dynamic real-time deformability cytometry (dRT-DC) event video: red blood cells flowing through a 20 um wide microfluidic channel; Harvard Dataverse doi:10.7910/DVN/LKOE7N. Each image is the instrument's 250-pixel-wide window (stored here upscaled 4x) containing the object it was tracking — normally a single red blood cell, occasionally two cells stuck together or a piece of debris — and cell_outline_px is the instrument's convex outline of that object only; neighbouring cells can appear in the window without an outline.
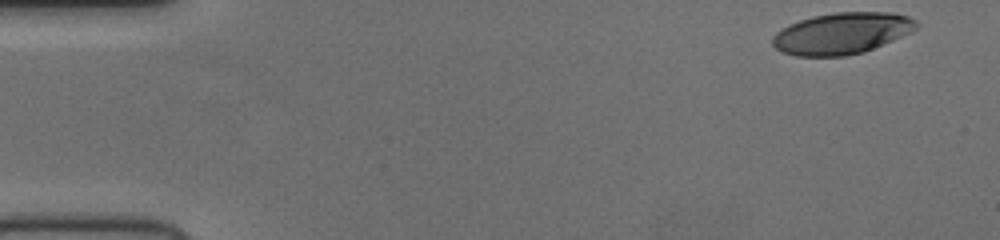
{"species": "human", "species_latin": "Homo sapiens", "temperature_condition": "cold", "stored_images_in_passage": 50, "camera_frame_rate_fps": 3000, "um_per_image_px": 0.085, "donor": {"sex": "female"}, "frame": {"image": 1, "passage_image": 1, "time_ms": 0.0, "image_size_px": [1000, 240], "cell_outline_px": [[920, 24], [912, 32], [864, 52], [844, 56], [796, 56], [784, 52], [776, 48], [772, 44], [772, 36], [776, 32], [788, 24], [812, 16], [836, 12], [892, 12], [908, 16], [916, 20]], "centroid_in_image_um": [71.57, 2.82], "position_along_channel_um": 13.4, "area_um2": 34.85}}
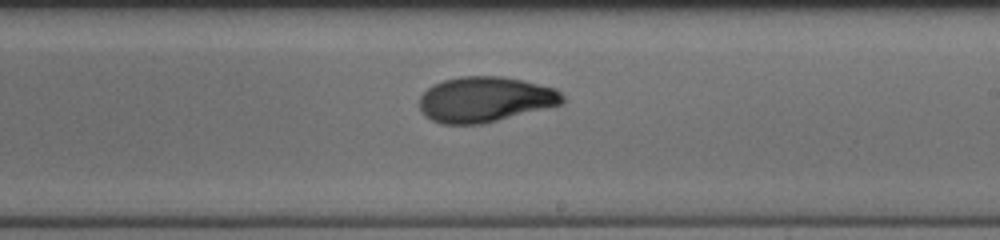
{"frame": {"image": 2, "passage_image": 29, "time_ms": 9.333, "image_size_px": [1000, 240], "cell_outline_px": [[564, 104], [484, 124], [440, 124], [432, 120], [420, 108], [420, 96], [432, 84], [444, 80], [460, 76], [500, 76], [524, 80], [556, 88], [564, 96]], "centroid_in_image_um": [41.28, 8.45], "position_along_channel_um": 247.7, "area_um2": 38.09}}
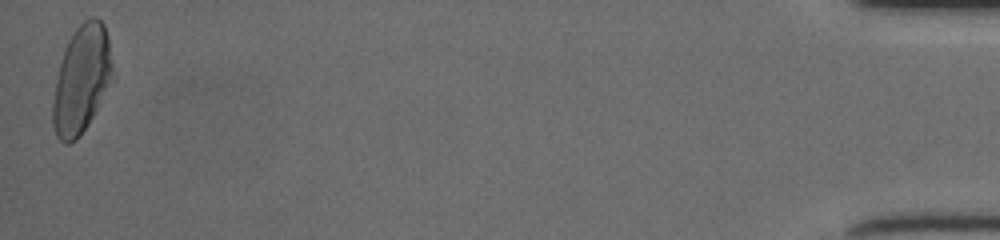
{"frame": {"image": 3, "passage_image": 50, "time_ms": 16.333, "image_size_px": [1000, 240], "cell_outline_px": [[112, 68], [108, 80], [96, 108], [88, 124], [76, 140], [68, 144], [64, 144], [56, 136], [52, 124], [52, 104], [56, 80], [60, 64], [68, 40], [76, 28], [84, 20], [92, 16], [96, 16], [104, 24], [108, 36], [112, 64]], "centroid_in_image_um": [6.88, 6.74], "position_along_channel_um": 428.3, "area_um2": 36.59}}